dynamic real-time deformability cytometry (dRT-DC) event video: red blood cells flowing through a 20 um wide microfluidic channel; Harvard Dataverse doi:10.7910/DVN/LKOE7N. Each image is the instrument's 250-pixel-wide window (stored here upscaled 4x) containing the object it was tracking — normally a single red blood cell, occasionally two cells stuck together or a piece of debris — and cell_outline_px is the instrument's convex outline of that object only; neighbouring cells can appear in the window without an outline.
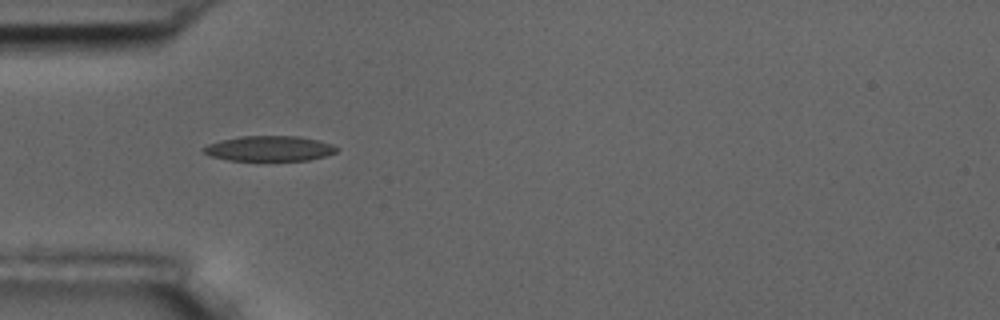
{"species": "common noctule bat (a hibernating species)", "species_latin": "Nyctalus noctula", "temperature_condition": "room temperature", "stored_images_in_passage": 9, "camera_frame_rate_fps": 3000, "um_per_image_px": 0.085, "animal": {"sex": "male", "body_mass_g": 17.5, "forearm_length_mm": 52.3}, "frame": {"image": 1, "passage_image": 4, "time_ms": 4.333, "image_size_px": [1000, 320], "cell_outline_px": [[340, 148], [336, 152], [324, 156], [308, 160], [228, 160], [212, 156], [204, 152], [200, 148], [208, 144], [220, 140], [240, 136], [300, 136], [332, 144]], "centroid_in_image_um": [22.89, 12.61], "position_along_channel_um": 62.1, "area_um2": 19.48}}
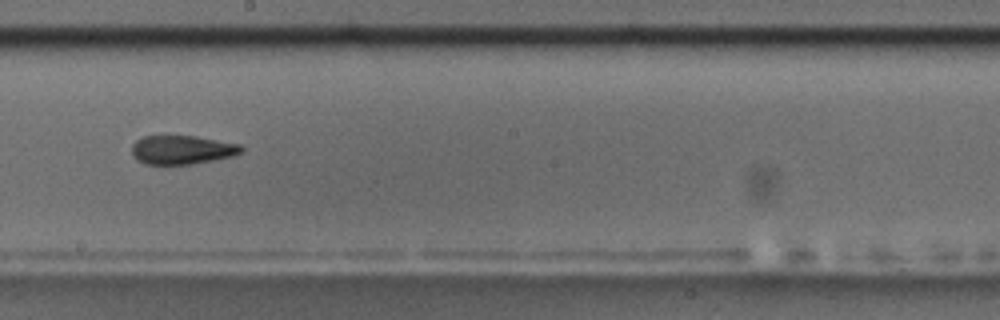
{"frame": {"image": 2, "passage_image": 8, "time_ms": 9.0, "image_size_px": [1000, 320], "cell_outline_px": [[244, 152], [232, 156], [216, 160], [192, 164], [144, 164], [136, 160], [132, 156], [132, 144], [136, 140], [144, 136], [196, 136], [240, 144], [244, 148]], "centroid_in_image_um": [15.48, 12.74], "position_along_channel_um": 232.7, "area_um2": 18.61}}
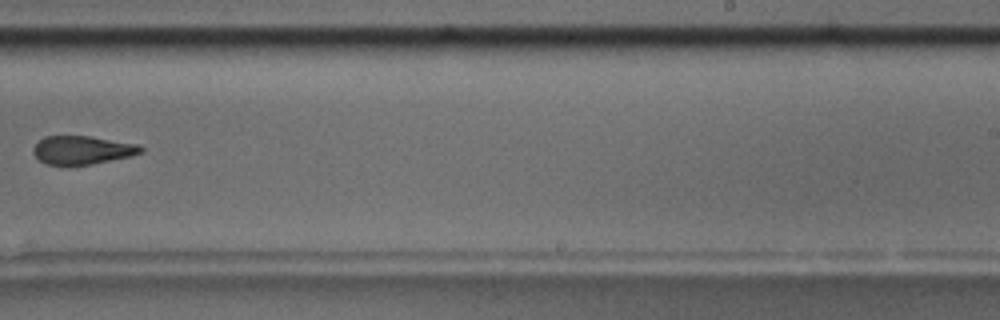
{"frame": {"image": 3, "passage_image": 9, "time_ms": 10.333, "image_size_px": [1000, 320], "cell_outline_px": [[144, 152], [128, 156], [92, 164], [48, 164], [40, 160], [32, 152], [32, 148], [44, 136], [88, 136], [140, 144], [144, 148]], "centroid_in_image_um": [7.01, 12.73], "position_along_channel_um": 282.0, "area_um2": 17.57}}